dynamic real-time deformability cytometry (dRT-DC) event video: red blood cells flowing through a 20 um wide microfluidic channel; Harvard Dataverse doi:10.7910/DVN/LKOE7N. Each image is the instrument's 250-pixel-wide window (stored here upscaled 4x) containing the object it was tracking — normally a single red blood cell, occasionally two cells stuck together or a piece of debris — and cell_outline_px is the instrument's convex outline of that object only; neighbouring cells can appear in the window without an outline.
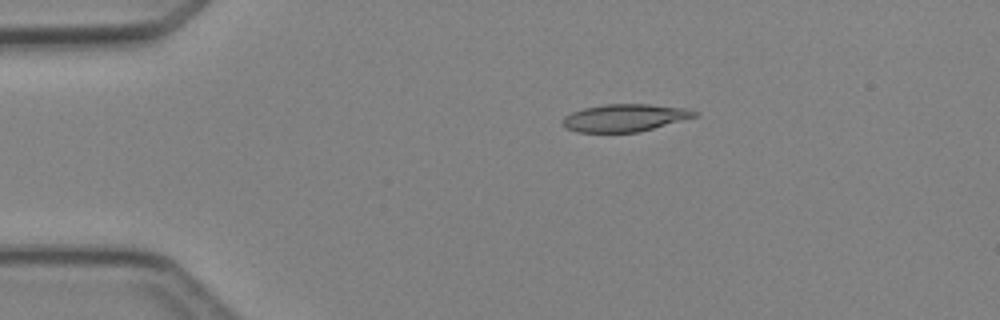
{"species": "Egyptian fruit bat (a non-hibernating species)", "species_latin": "Rousettus aegyptiacus", "temperature_condition": "cold", "stored_images_in_passage": 2, "camera_frame_rate_fps": 3000, "um_per_image_px": 0.085, "animal": {"sex": "female"}, "frame": {"image": 1, "passage_image": 1, "time_ms": 0.0, "image_size_px": [1000, 320], "cell_outline_px": [[700, 112], [696, 116], [640, 132], [576, 132], [568, 128], [560, 120], [564, 116], [572, 112], [584, 108], [604, 104], [648, 104], [688, 108]], "centroid_in_image_um": [53.11, 10.0], "position_along_channel_um": 31.9, "area_um2": 21.1}}